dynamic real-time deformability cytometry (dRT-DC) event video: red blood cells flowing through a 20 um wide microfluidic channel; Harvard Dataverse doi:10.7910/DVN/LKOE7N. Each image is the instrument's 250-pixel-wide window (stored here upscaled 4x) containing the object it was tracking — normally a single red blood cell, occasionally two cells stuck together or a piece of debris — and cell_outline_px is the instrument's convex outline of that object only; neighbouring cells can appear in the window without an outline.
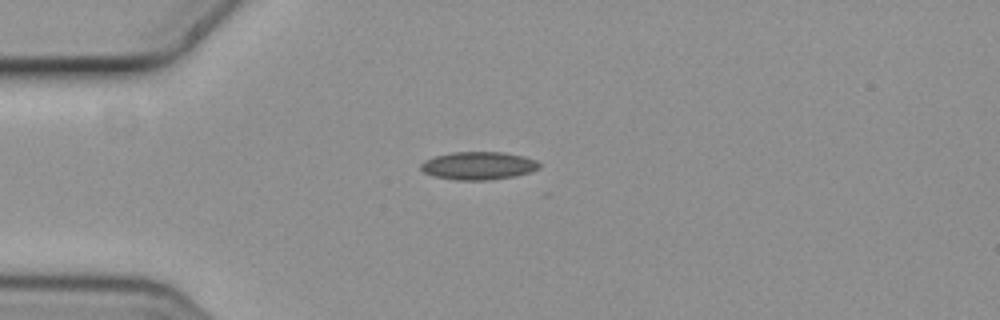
{"species": "common noctule bat (a hibernating species)", "species_latin": "Nyctalus noctula", "temperature_condition": "cold", "stored_images_in_passage": 6, "camera_frame_rate_fps": 3000, "um_per_image_px": 0.085, "animal": {"sex": "female", "body_mass_g": 19.3, "forearm_length_mm": 54.1}, "frame": {"image": 1, "passage_image": 1, "time_ms": 0.0, "image_size_px": [1000, 320], "cell_outline_px": [[540, 168], [516, 176], [484, 180], [456, 180], [436, 176], [424, 172], [420, 168], [420, 164], [424, 160], [432, 156], [452, 152], [504, 152], [524, 156], [536, 160], [540, 164]], "centroid_in_image_um": [40.65, 14.07], "position_along_channel_um": 44.4, "area_um2": 19.31}}
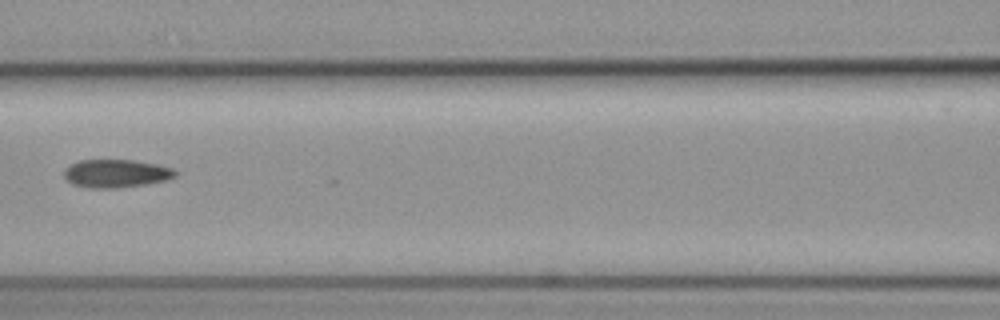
{"frame": {"image": 2, "passage_image": 4, "time_ms": 1.0, "image_size_px": [1000, 320], "cell_outline_px": [[180, 172], [176, 176], [168, 180], [144, 184], [116, 188], [88, 188], [72, 184], [64, 176], [64, 168], [80, 160], [136, 160], [160, 164], [172, 168]], "centroid_in_image_um": [9.92, 14.74], "position_along_channel_um": 156.7, "area_um2": 18.44}}
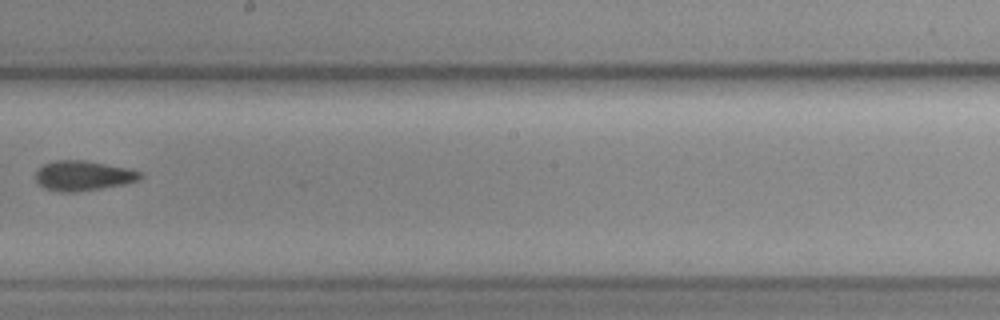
{"frame": {"image": 3, "passage_image": 6, "time_ms": 1.667, "image_size_px": [1000, 320], "cell_outline_px": [[144, 176], [140, 180], [124, 184], [76, 192], [60, 192], [48, 188], [40, 184], [36, 180], [36, 172], [44, 164], [56, 160], [84, 160], [132, 168], [144, 172]], "centroid_in_image_um": [7.16, 14.92], "position_along_channel_um": 241.0, "area_um2": 18.32}}